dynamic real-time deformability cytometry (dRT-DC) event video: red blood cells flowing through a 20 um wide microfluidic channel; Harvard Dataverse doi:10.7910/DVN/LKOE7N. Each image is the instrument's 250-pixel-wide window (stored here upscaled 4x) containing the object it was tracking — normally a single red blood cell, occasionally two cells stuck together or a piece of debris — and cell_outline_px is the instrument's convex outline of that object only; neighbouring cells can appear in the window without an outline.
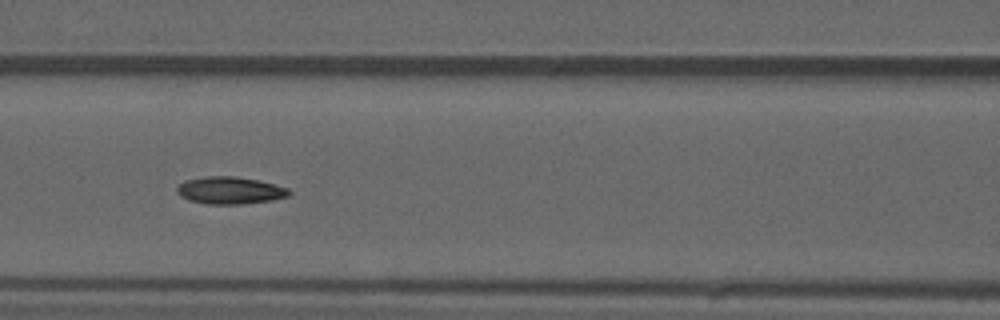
{"species": "common noctule bat (a hibernating species)", "species_latin": "Nyctalus noctula", "temperature_condition": "warm", "stored_images_in_passage": 55, "camera_frame_rate_fps": 3000, "um_per_image_px": 0.085, "animal": {"sex": "male", "forearm_length_mm": 52.5}, "frame": {"image": 1, "passage_image": 24, "time_ms": 7.667, "image_size_px": [1000, 320], "cell_outline_px": [[292, 192], [288, 196], [272, 200], [240, 204], [208, 204], [188, 200], [180, 196], [176, 192], [176, 188], [184, 180], [204, 176], [236, 176], [256, 180], [288, 188]], "centroid_in_image_um": [19.5, 16.18], "position_along_channel_um": 147.1, "area_um2": 17.8}, "authors_computed_cell_mechanics": {"area_um2": 17.3978, "velocity_mm_per_s": 3.702, "shape_relaxation_time_tau1_ms": 7.0876, "shape_relaxation_time_tau2_ms": 4.4826, "deformation_change_tau1": 0.1809, "deformation_change_tau2": 0.0875}}